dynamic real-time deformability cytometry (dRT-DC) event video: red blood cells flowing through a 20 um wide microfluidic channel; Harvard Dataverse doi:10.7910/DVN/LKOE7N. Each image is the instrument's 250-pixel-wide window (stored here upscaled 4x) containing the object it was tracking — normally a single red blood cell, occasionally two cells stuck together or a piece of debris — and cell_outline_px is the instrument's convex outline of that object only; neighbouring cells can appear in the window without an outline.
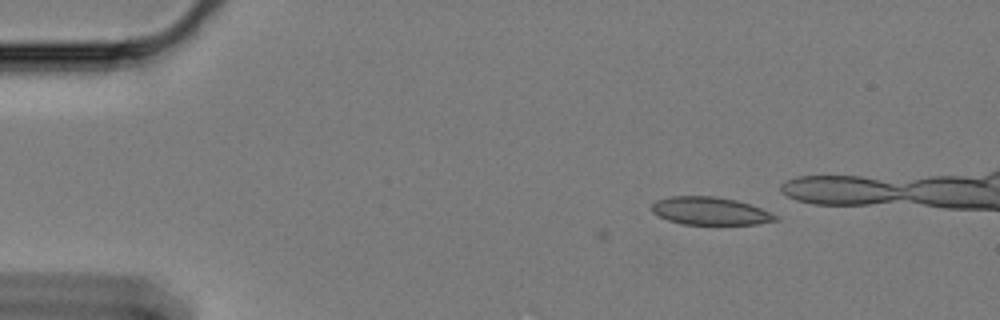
{"species": "Egyptian fruit bat (a non-hibernating species)", "species_latin": "Rousettus aegyptiacus", "temperature_condition": "cold", "stored_images_in_passage": 6, "camera_frame_rate_fps": 3000, "um_per_image_px": 0.085, "animal": {"sex": "female"}, "frame": {"image": 1, "passage_image": 6, "time_ms": 1.667, "image_size_px": [1000, 320], "cell_outline_px": [[780, 220], [756, 224], [684, 224], [668, 220], [652, 212], [652, 204], [656, 200], [668, 196], [716, 196], [736, 200], [760, 208], [780, 216]], "centroid_in_image_um": [60.38, 17.93], "position_along_channel_um": 24.6, "area_um2": 20.06}}